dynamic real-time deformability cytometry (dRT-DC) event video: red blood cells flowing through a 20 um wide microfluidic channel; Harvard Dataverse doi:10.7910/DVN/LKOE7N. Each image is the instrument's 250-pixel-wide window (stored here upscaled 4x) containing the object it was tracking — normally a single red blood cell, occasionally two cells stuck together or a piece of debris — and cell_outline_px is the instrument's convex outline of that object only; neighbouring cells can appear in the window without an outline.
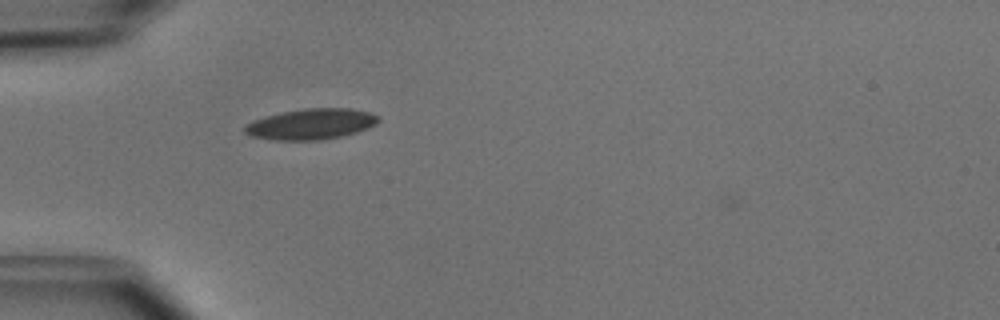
{"species": "common noctule bat (a hibernating species)", "species_latin": "Nyctalus noctula", "temperature_condition": "cold", "stored_images_in_passage": 23, "camera_frame_rate_fps": 3000, "um_per_image_px": 0.085, "animal": {"sex": "male", "body_mass_g": 15.6}, "frame": {"image": 1, "passage_image": 1, "time_ms": 0.0, "image_size_px": [1000, 320], "cell_outline_px": [[380, 120], [376, 124], [368, 128], [356, 132], [340, 136], [320, 140], [276, 140], [252, 136], [244, 132], [244, 128], [252, 120], [264, 116], [280, 112], [304, 108], [352, 108], [368, 112], [380, 116]], "centroid_in_image_um": [26.45, 10.53], "position_along_channel_um": 58.5, "area_um2": 23.99}}
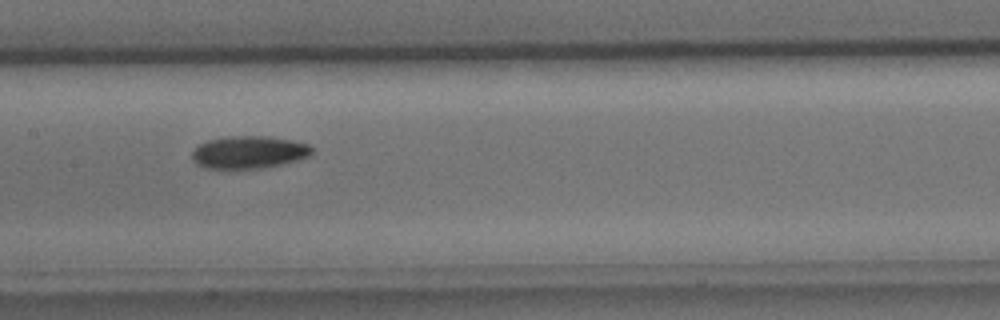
{"frame": {"image": 2, "passage_image": 11, "time_ms": 3.333, "image_size_px": [1000, 320], "cell_outline_px": [[312, 152], [308, 156], [296, 160], [264, 168], [204, 168], [196, 164], [192, 160], [192, 152], [196, 144], [208, 140], [228, 136], [268, 136], [292, 140], [308, 144], [312, 148]], "centroid_in_image_um": [21.1, 12.93], "position_along_channel_um": 186.3, "area_um2": 22.77}}
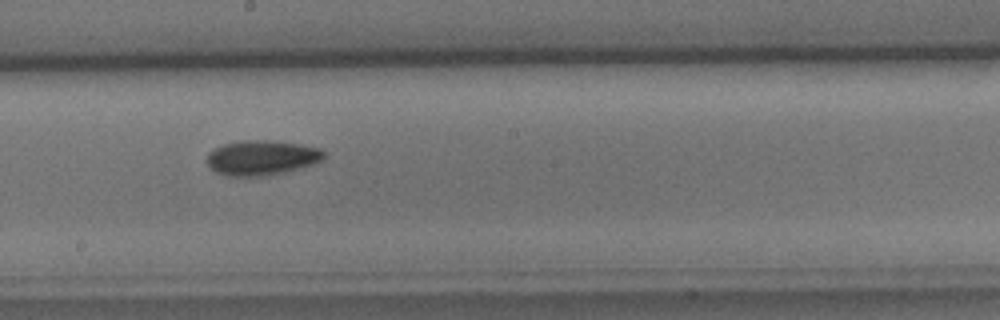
{"frame": {"image": 3, "passage_image": 14, "time_ms": 4.333, "image_size_px": [1000, 320], "cell_outline_px": [[324, 160], [316, 164], [268, 176], [228, 176], [216, 172], [208, 164], [208, 152], [212, 148], [224, 144], [240, 140], [272, 140], [300, 144], [320, 148], [324, 152]], "centroid_in_image_um": [22.27, 13.4], "position_along_channel_um": 225.9, "area_um2": 24.04}}